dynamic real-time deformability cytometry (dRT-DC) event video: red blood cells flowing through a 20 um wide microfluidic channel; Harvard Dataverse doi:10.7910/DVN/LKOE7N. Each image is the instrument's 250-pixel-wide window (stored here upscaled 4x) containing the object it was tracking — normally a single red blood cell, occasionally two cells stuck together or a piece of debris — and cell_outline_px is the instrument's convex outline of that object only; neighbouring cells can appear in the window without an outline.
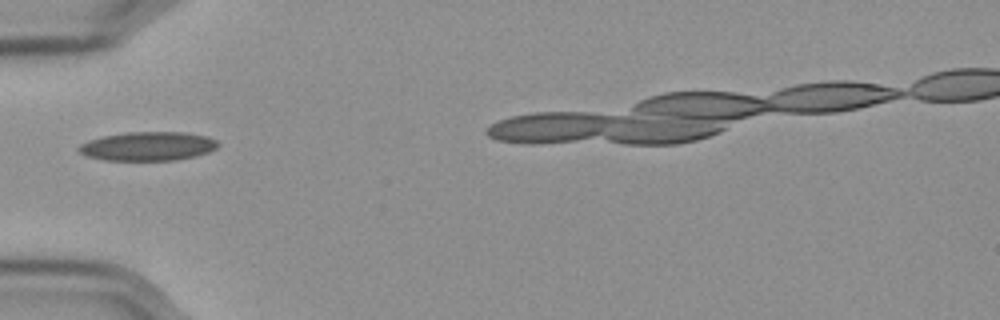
{"species": "Egyptian fruit bat (a non-hibernating species)", "species_latin": "Rousettus aegyptiacus", "temperature_condition": "cold", "stored_images_in_passage": 18, "camera_frame_rate_fps": 3000, "um_per_image_px": 0.085, "frame": {"image": 1, "passage_image": 1, "time_ms": 0.0, "image_size_px": [1000, 320], "cell_outline_px": [[220, 144], [216, 148], [208, 152], [196, 156], [176, 160], [104, 160], [88, 156], [80, 152], [76, 148], [80, 144], [88, 140], [100, 136], [124, 132], [184, 132], [208, 136], [216, 140]], "centroid_in_image_um": [12.57, 12.42], "position_along_channel_um": 72.4, "area_um2": 23.64}}